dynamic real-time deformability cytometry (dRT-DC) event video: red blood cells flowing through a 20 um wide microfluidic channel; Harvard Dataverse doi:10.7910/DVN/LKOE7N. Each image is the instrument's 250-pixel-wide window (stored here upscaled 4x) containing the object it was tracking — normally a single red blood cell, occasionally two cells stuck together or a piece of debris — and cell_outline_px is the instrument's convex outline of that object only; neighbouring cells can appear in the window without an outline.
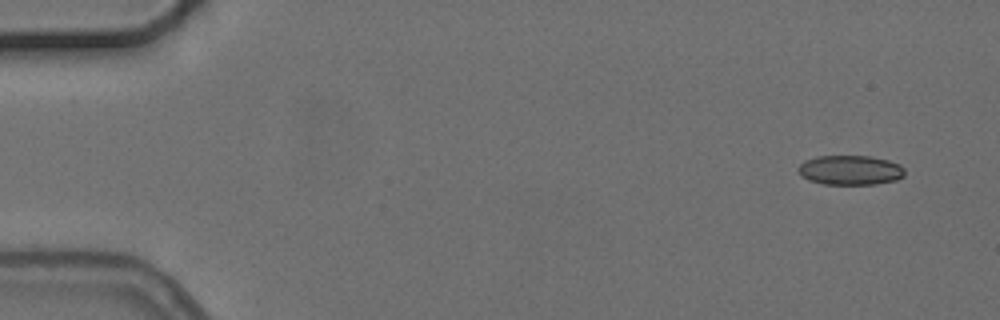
{"species": "common noctule bat (a hibernating species)", "species_latin": "Nyctalus noctula", "temperature_condition": "cold", "stored_images_in_passage": 6, "camera_frame_rate_fps": 3000, "um_per_image_px": 0.085, "animal": {"sex": "female", "body_mass_g": 24.6, "forearm_length_mm": 56.2}, "frame": {"image": 1, "passage_image": 1, "time_ms": 0.0, "image_size_px": [1000, 320], "cell_outline_px": [[904, 176], [896, 180], [876, 184], [824, 184], [808, 180], [800, 176], [796, 168], [804, 160], [816, 156], [872, 156], [888, 160], [900, 164], [904, 168]], "centroid_in_image_um": [72.24, 14.45], "position_along_channel_um": 12.8, "area_um2": 18.61}}
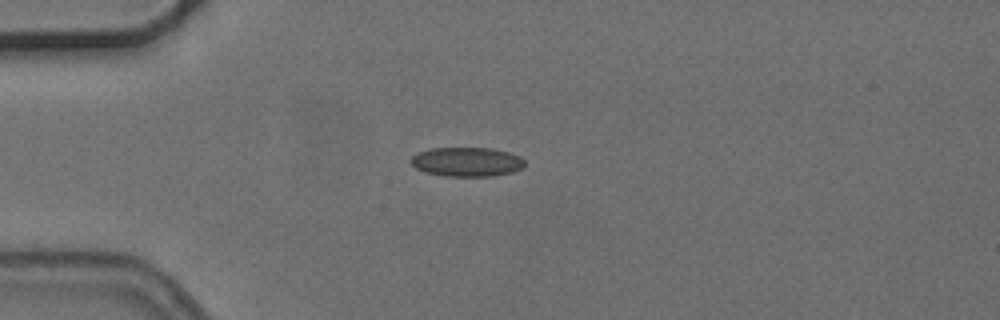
{"frame": {"image": 2, "passage_image": 4, "time_ms": 3.667, "image_size_px": [1000, 320], "cell_outline_px": [[524, 168], [512, 172], [492, 176], [444, 176], [428, 172], [416, 168], [412, 164], [412, 156], [420, 152], [432, 148], [492, 148], [508, 152], [520, 156], [524, 160]], "centroid_in_image_um": [39.73, 13.76], "position_along_channel_um": 45.3, "area_um2": 19.25}}
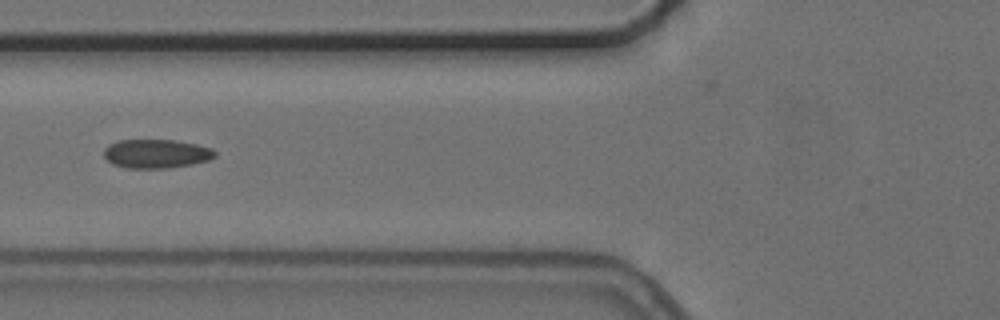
{"frame": {"image": 3, "passage_image": 6, "time_ms": 6.0, "image_size_px": [1000, 320], "cell_outline_px": [[216, 156], [208, 160], [192, 164], [168, 168], [128, 168], [112, 164], [104, 156], [104, 148], [108, 144], [120, 140], [176, 140], [196, 144], [212, 148], [216, 152]], "centroid_in_image_um": [13.28, 13.06], "position_along_channel_um": 112.5, "area_um2": 18.73}}